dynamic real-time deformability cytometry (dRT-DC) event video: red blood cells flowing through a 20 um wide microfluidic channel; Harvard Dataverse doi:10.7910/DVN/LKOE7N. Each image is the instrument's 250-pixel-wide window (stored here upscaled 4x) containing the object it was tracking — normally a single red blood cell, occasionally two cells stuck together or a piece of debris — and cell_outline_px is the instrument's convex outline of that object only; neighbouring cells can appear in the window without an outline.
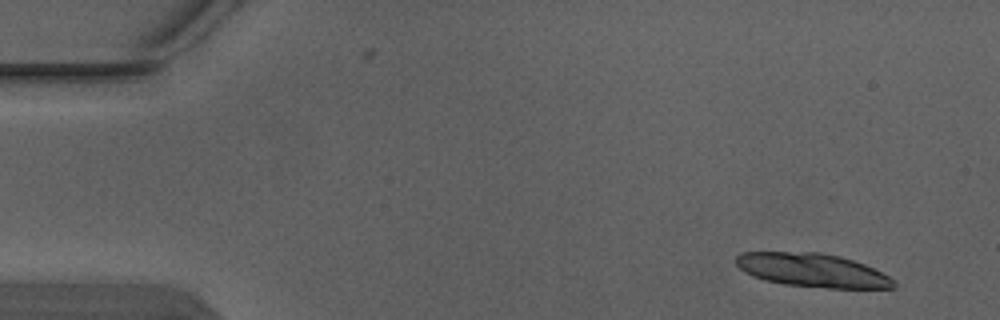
{"species": "Egyptian fruit bat (a non-hibernating species)", "species_latin": "Rousettus aegyptiacus", "temperature_condition": "warm", "stored_images_in_passage": 5, "camera_frame_rate_fps": 3000, "um_per_image_px": 0.085, "animal": {"sex": "male"}, "frame": {"image": 1, "passage_image": 1, "time_ms": 0.0, "image_size_px": [1000, 320], "cell_outline_px": [[896, 288], [828, 288], [784, 284], [764, 280], [752, 276], [744, 272], [736, 264], [736, 256], [740, 252], [820, 252], [840, 256], [864, 264], [888, 276], [896, 284]], "centroid_in_image_um": [69.01, 22.96], "position_along_channel_um": 16.0, "area_um2": 30.81}}